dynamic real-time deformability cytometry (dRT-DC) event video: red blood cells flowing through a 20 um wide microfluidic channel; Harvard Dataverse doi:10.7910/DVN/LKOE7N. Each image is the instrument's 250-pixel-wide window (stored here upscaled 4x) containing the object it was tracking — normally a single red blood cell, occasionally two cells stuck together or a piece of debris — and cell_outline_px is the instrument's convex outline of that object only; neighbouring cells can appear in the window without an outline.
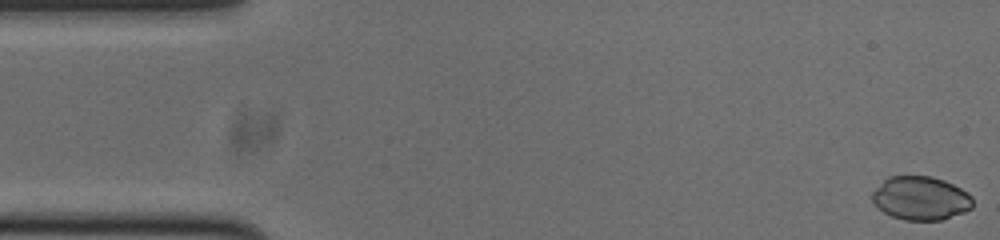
{"species": "common noctule bat (a hibernating species)", "species_latin": "Nyctalus noctula", "temperature_condition": "cold", "stored_images_in_passage": 53, "camera_frame_rate_fps": 3000, "um_per_image_px": 0.085, "animal": {"sex": "male", "body_mass_g": 20.0, "forearm_length_mm": 53.3}, "frame": {"image": 1, "passage_image": 1, "time_ms": 0.0, "image_size_px": [1000, 240], "cell_outline_px": [[972, 208], [964, 212], [940, 220], [904, 220], [892, 216], [876, 208], [872, 200], [872, 192], [888, 176], [932, 176], [944, 180], [968, 192], [972, 196]], "centroid_in_image_um": [78.25, 16.85], "position_along_channel_um": 6.8, "area_um2": 25.61}}
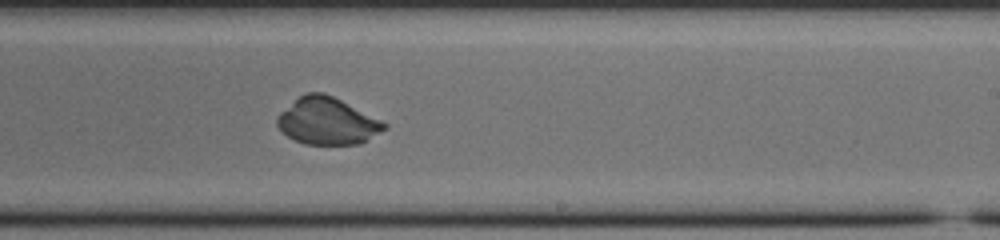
{"frame": {"image": 2, "passage_image": 31, "time_ms": 10.0, "image_size_px": [1000, 240], "cell_outline_px": [[388, 128], [360, 144], [304, 144], [280, 132], [276, 124], [276, 116], [280, 112], [300, 96], [308, 92], [324, 92], [388, 124]], "centroid_in_image_um": [27.79, 10.31], "position_along_channel_um": 261.2, "area_um2": 29.07}}
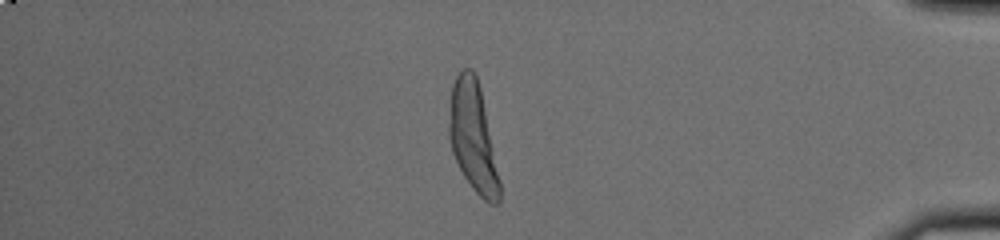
{"frame": {"image": 3, "passage_image": 45, "time_ms": 14.667, "image_size_px": [1000, 240], "cell_outline_px": [[500, 204], [488, 204], [472, 188], [464, 176], [452, 152], [448, 136], [448, 124], [452, 84], [456, 76], [464, 68], [472, 68], [476, 76], [480, 88], [500, 180]], "centroid_in_image_um": [40.19, 11.67], "position_along_channel_um": 395.0, "area_um2": 32.02}}